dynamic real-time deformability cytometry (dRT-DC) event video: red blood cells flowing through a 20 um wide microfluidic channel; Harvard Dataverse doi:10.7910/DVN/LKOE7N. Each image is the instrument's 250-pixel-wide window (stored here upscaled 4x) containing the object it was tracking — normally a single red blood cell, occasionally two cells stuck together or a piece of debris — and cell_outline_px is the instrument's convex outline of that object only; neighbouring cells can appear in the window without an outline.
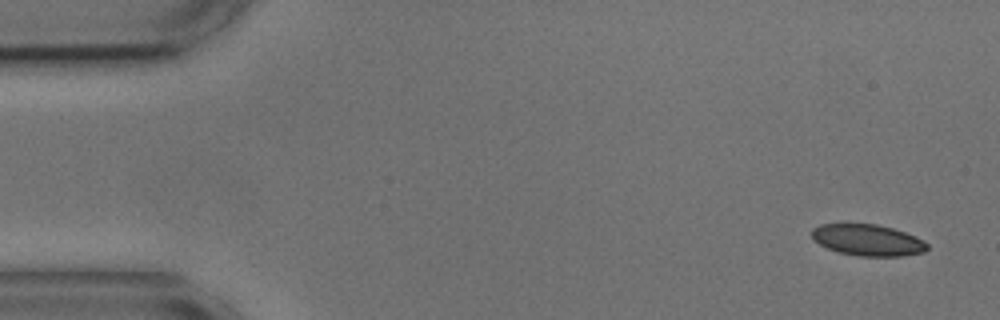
{"species": "common noctule bat (a hibernating species)", "species_latin": "Nyctalus noctula", "temperature_condition": "cold", "stored_images_in_passage": 53, "camera_frame_rate_fps": 3000, "um_per_image_px": 0.085, "animal": {"sex": "male", "body_mass_g": 17.9, "forearm_length_mm": 54.2}, "frame": {"image": 1, "passage_image": 1, "time_ms": 0.0, "image_size_px": [1000, 320], "cell_outline_px": [[928, 248], [924, 252], [904, 256], [860, 256], [836, 252], [812, 240], [812, 228], [820, 224], [876, 224], [892, 228], [904, 232], [928, 244]], "centroid_in_image_um": [73.71, 20.41], "position_along_channel_um": 11.3, "area_um2": 20.98}}
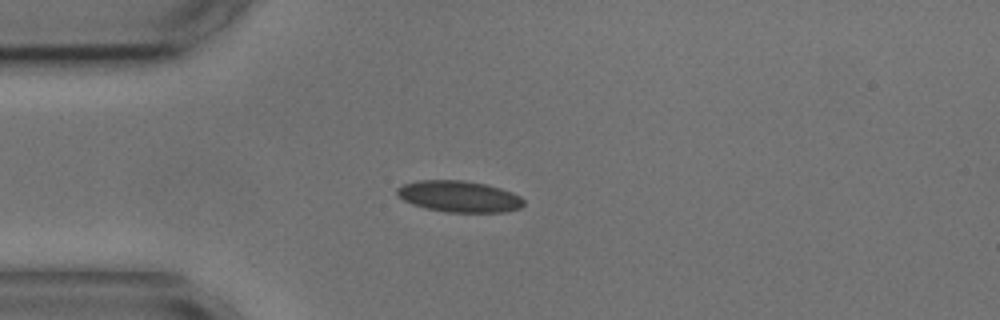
{"frame": {"image": 2, "passage_image": 12, "time_ms": 3.667, "image_size_px": [1000, 320], "cell_outline_px": [[524, 204], [520, 208], [504, 212], [444, 212], [412, 204], [404, 200], [396, 192], [396, 188], [404, 184], [416, 180], [464, 180], [484, 184], [500, 188], [512, 192], [520, 196], [524, 200]], "centroid_in_image_um": [39.03, 16.69], "position_along_channel_um": 46.0, "area_um2": 23.06}}
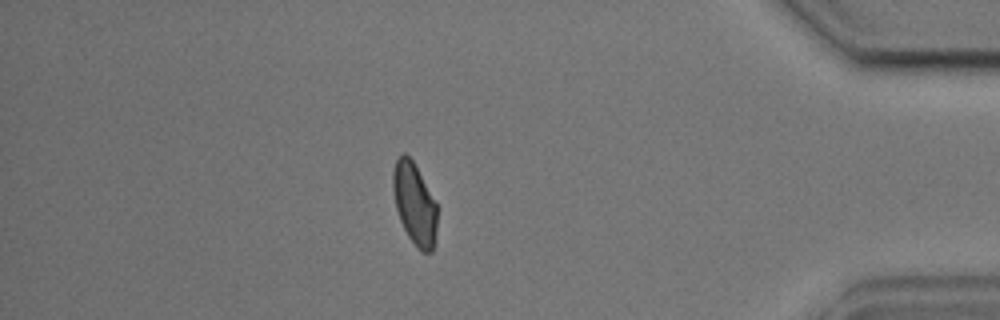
{"frame": {"image": 3, "passage_image": 46, "time_ms": 15.0, "image_size_px": [1000, 320], "cell_outline_px": [[436, 228], [432, 252], [420, 252], [416, 248], [408, 236], [400, 220], [396, 208], [392, 188], [392, 172], [396, 160], [404, 152], [412, 160], [436, 204]], "centroid_in_image_um": [35.2, 17.35], "position_along_channel_um": 400.0, "area_um2": 20.69}, "authors_computed_cell_mechanics": {"area_um2": 21.964, "velocity_mm_per_s": 3.5935, "shape_relaxation_time_tau1_ms": 3.3097, "shape_relaxation_time_tau2_ms": 1.5328, "deformation_change_tau1": 0.1013, "deformation_change_tau2": 0.0557}}